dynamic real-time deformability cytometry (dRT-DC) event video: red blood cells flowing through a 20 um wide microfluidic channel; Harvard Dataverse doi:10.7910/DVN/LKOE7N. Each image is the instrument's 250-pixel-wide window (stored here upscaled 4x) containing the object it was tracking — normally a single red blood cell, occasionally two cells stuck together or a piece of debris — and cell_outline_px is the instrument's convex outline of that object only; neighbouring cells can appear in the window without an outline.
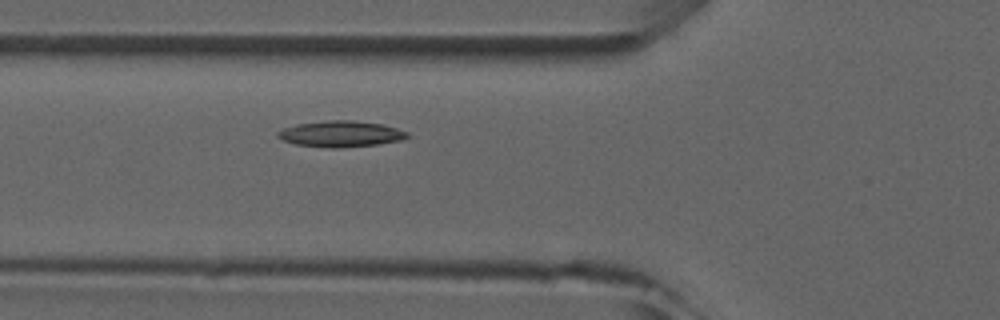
{"species": "common noctule bat (a hibernating species)", "species_latin": "Nyctalus noctula", "temperature_condition": "room temperature", "stored_images_in_passage": 4, "camera_frame_rate_fps": 3000, "um_per_image_px": 0.085, "animal": {"sex": "male", "forearm_length_mm": 52.5}, "frame": {"image": 1, "passage_image": 4, "time_ms": 3.333, "image_size_px": [1000, 320], "cell_outline_px": [[412, 136], [400, 140], [376, 144], [340, 148], [332, 148], [296, 144], [284, 140], [276, 136], [276, 132], [284, 128], [296, 124], [328, 120], [348, 120], [380, 124], [396, 128], [408, 132]], "centroid_in_image_um": [28.96, 11.38], "position_along_channel_um": 96.8, "area_um2": 19.48}}